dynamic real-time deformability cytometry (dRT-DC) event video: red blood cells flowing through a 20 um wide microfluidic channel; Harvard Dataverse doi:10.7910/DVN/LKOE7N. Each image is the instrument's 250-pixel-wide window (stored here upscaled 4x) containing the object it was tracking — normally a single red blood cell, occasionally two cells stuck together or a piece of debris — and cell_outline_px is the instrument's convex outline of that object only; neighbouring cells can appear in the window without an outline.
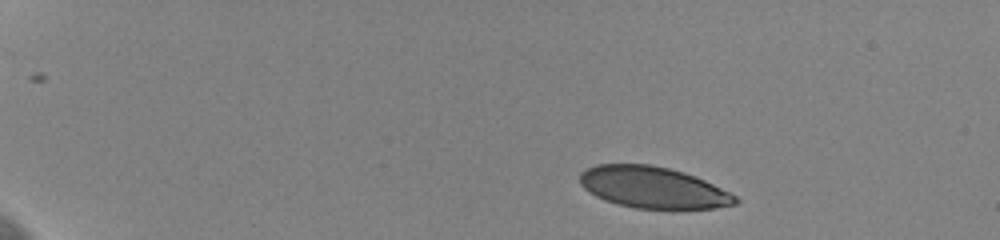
{"species": "human", "species_latin": "Homo sapiens", "temperature_condition": "cold", "stored_images_in_passage": 17, "camera_frame_rate_fps": 3000, "um_per_image_px": 0.085, "donor": {"sex": "female"}, "frame": {"image": 1, "passage_image": 2, "time_ms": 0.333, "image_size_px": [1000, 240], "cell_outline_px": [[740, 200], [736, 204], [716, 208], [636, 208], [616, 204], [604, 200], [596, 196], [584, 188], [580, 184], [580, 172], [596, 164], [652, 164], [684, 172], [696, 176], [736, 196]], "centroid_in_image_um": [55.49, 15.92], "position_along_channel_um": 29.5, "area_um2": 37.4}}
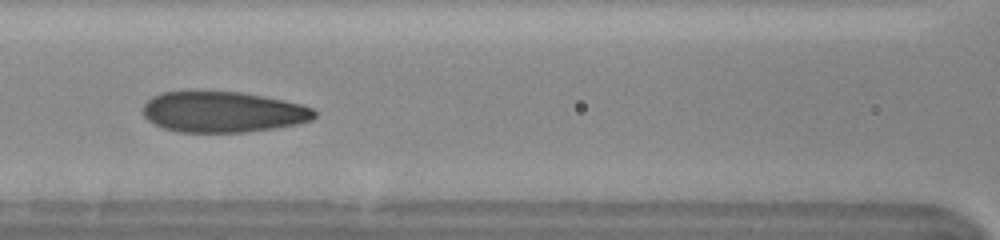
{"frame": {"image": 2, "passage_image": 13, "time_ms": 4.0, "image_size_px": [1000, 240], "cell_outline_px": [[316, 116], [312, 120], [296, 124], [248, 132], [180, 132], [164, 128], [148, 120], [144, 116], [144, 104], [152, 96], [160, 92], [240, 92], [300, 104], [312, 108], [316, 112]], "centroid_in_image_um": [18.94, 9.52], "position_along_channel_um": 147.7, "area_um2": 40.29}}